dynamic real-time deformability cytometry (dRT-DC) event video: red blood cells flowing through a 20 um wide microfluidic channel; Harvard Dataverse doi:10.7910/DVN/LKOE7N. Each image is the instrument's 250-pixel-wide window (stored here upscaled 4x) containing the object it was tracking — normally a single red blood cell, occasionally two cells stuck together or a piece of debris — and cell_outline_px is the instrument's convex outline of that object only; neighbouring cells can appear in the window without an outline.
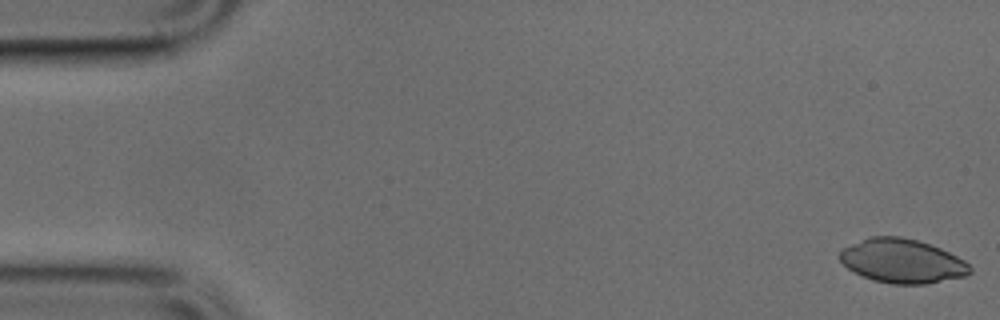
{"species": "common noctule bat (a hibernating species)", "species_latin": "Nyctalus noctula", "temperature_condition": "cold", "stored_images_in_passage": 50, "camera_frame_rate_fps": 3000, "um_per_image_px": 0.085, "animal": {"sex": "male", "body_mass_g": 17.9, "forearm_length_mm": 54.2}, "frame": {"image": 1, "passage_image": 1, "time_ms": 0.0, "image_size_px": [1000, 320], "cell_outline_px": [[972, 272], [968, 276], [924, 284], [892, 284], [872, 280], [848, 268], [840, 260], [840, 248], [872, 236], [900, 236], [916, 240], [940, 248], [964, 260], [972, 268]], "centroid_in_image_um": [76.7, 22.19], "position_along_channel_um": 8.3, "area_um2": 33.29}}